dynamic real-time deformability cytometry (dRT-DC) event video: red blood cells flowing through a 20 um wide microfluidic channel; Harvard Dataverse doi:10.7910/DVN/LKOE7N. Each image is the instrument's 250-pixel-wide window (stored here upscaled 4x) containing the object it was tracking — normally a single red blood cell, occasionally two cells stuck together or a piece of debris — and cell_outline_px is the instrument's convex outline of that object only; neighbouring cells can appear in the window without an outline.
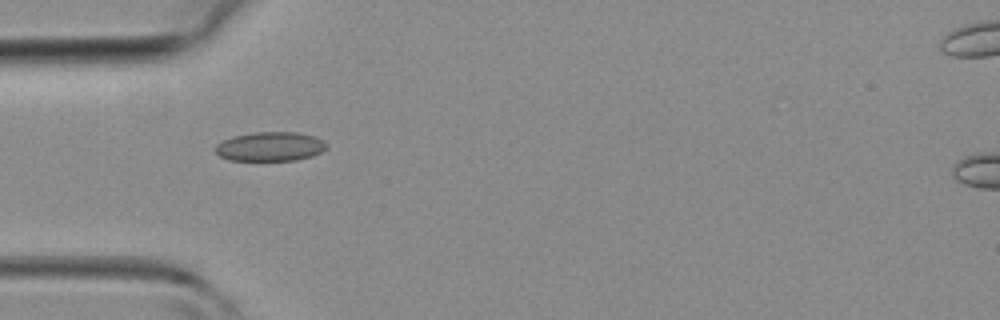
{"species": "common noctule bat (a hibernating species)", "species_latin": "Nyctalus noctula", "temperature_condition": "room temperature", "stored_images_in_passage": 21, "camera_frame_rate_fps": 3000, "um_per_image_px": 0.085, "animal": {"sex": "female", "body_mass_g": 19.3, "forearm_length_mm": 54.1}, "frame": {"image": 1, "passage_image": 1, "time_ms": 0.0, "image_size_px": [1000, 320], "cell_outline_px": [[328, 148], [312, 156], [296, 160], [228, 160], [220, 156], [216, 152], [216, 144], [232, 136], [252, 132], [296, 132], [316, 136], [324, 140], [328, 144]], "centroid_in_image_um": [23.0, 12.44], "position_along_channel_um": 62.0, "area_um2": 19.07}}
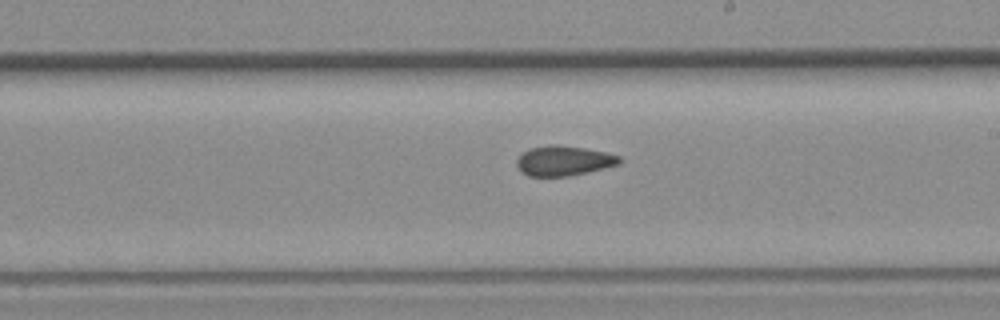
{"frame": {"image": 2, "passage_image": 12, "time_ms": 3.667, "image_size_px": [1000, 320], "cell_outline_px": [[620, 164], [568, 176], [528, 176], [516, 164], [516, 160], [528, 148], [552, 144], [560, 144], [584, 148], [604, 152], [620, 156]], "centroid_in_image_um": [47.9, 13.65], "position_along_channel_um": 241.1, "area_um2": 17.69}}
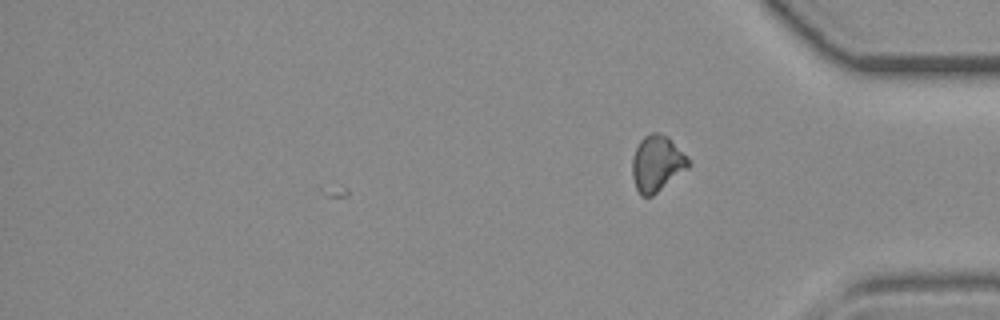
{"frame": {"image": 3, "passage_image": 21, "time_ms": 6.667, "image_size_px": [1000, 320], "cell_outline_px": [[692, 164], [688, 168], [652, 196], [640, 196], [636, 188], [632, 176], [632, 156], [640, 140], [644, 136], [652, 132], [656, 132], [668, 136]], "centroid_in_image_um": [55.82, 13.9], "position_along_channel_um": 379.4, "area_um2": 18.21}}